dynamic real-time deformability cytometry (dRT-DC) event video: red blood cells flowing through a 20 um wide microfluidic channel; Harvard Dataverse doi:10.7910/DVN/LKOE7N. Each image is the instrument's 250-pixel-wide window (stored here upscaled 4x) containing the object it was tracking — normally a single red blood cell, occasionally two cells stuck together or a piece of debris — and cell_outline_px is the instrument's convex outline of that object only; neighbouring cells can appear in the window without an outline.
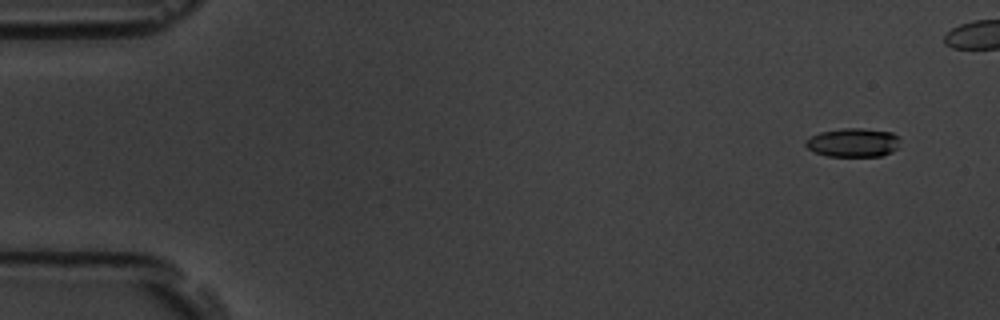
{"species": "common noctule bat (a hibernating species)", "species_latin": "Nyctalus noctula", "temperature_condition": "room temperature", "stored_images_in_passage": 7, "camera_frame_rate_fps": 3000, "um_per_image_px": 0.085, "animal": {"sex": "male", "body_mass_g": 19.5, "forearm_length_mm": 54.6}, "frame": {"image": 1, "passage_image": 2, "time_ms": 1.0, "image_size_px": [1000, 320], "cell_outline_px": [[900, 148], [892, 152], [880, 156], [828, 156], [816, 152], [808, 148], [804, 144], [804, 140], [820, 132], [844, 128], [860, 128], [892, 132], [900, 136]], "centroid_in_image_um": [72.57, 12.11], "position_along_channel_um": 12.4, "area_um2": 16.01}}